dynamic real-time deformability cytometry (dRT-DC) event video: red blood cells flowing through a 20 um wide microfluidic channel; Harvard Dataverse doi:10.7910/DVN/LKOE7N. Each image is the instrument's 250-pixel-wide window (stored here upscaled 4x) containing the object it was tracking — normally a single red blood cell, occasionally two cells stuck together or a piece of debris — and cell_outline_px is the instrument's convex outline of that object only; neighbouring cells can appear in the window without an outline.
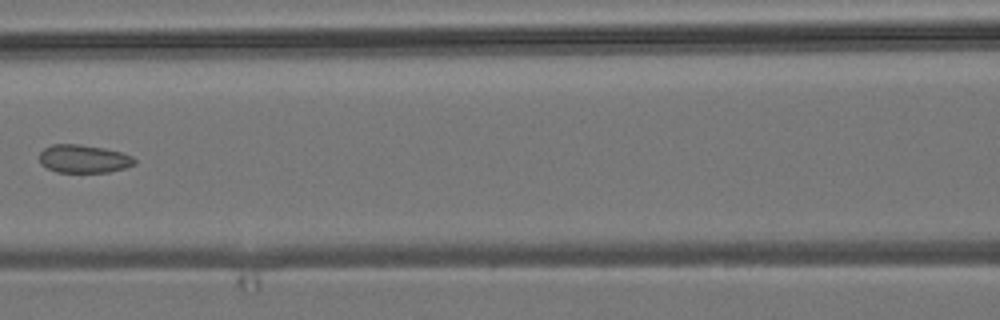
{"species": "common noctule bat (a hibernating species)", "species_latin": "Nyctalus noctula", "temperature_condition": "room temperature", "stored_images_in_passage": 7, "camera_frame_rate_fps": 3000, "um_per_image_px": 0.085, "animal": {"sex": "male", "body_mass_g": 19.2, "forearm_length_mm": 51.8}, "frame": {"image": 1, "passage_image": 7, "time_ms": 6.667, "image_size_px": [1000, 320], "cell_outline_px": [[136, 164], [124, 168], [108, 172], [56, 172], [40, 164], [40, 152], [44, 148], [52, 144], [80, 144], [104, 148], [120, 152], [132, 156], [136, 160]], "centroid_in_image_um": [7.11, 13.5], "position_along_channel_um": 159.5, "area_um2": 15.61}}